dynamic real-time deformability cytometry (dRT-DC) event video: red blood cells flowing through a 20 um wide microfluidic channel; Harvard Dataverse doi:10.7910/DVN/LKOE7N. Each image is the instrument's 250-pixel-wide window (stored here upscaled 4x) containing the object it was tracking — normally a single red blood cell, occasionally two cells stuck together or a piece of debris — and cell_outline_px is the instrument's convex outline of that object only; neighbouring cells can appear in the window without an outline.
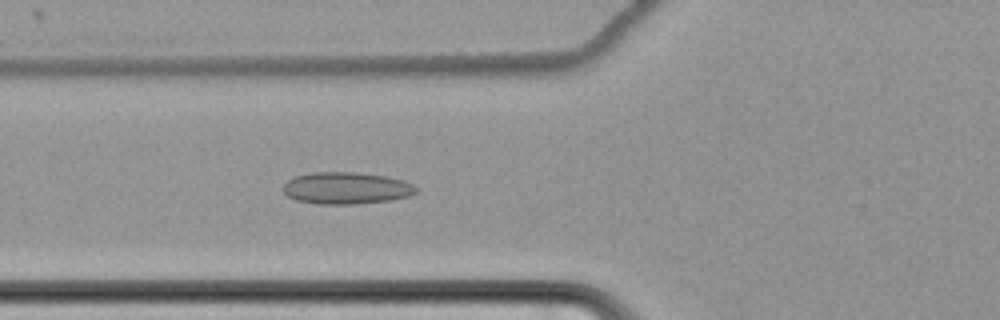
{"species": "common noctule bat (a hibernating species)", "species_latin": "Nyctalus noctula", "temperature_condition": "cold", "stored_images_in_passage": 51, "camera_frame_rate_fps": 3000, "um_per_image_px": 0.085, "animal": {"sex": "female", "body_mass_g": 22.7, "forearm_length_mm": 54.2}, "frame": {"image": 1, "passage_image": 14, "time_ms": 4.333, "image_size_px": [1000, 320], "cell_outline_px": [[416, 192], [408, 196], [388, 200], [352, 204], [320, 204], [296, 200], [288, 196], [284, 192], [284, 184], [288, 180], [296, 176], [312, 172], [356, 172], [384, 176], [400, 180], [412, 184], [416, 188]], "centroid_in_image_um": [29.39, 15.98], "position_along_channel_um": 96.4, "area_um2": 24.33}}
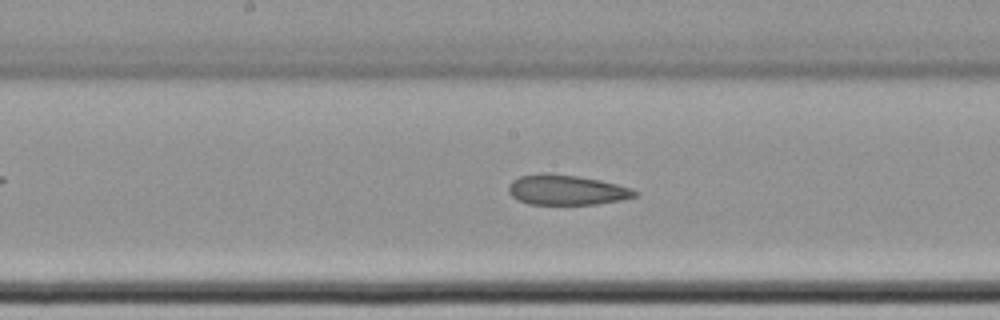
{"frame": {"image": 2, "passage_image": 23, "time_ms": 7.333, "image_size_px": [1000, 320], "cell_outline_px": [[636, 196], [620, 200], [596, 204], [528, 204], [512, 196], [508, 192], [508, 188], [512, 180], [520, 176], [540, 172], [548, 172], [576, 176], [600, 180], [632, 188], [636, 192]], "centroid_in_image_um": [48.12, 16.13], "position_along_channel_um": 200.1, "area_um2": 22.08}}
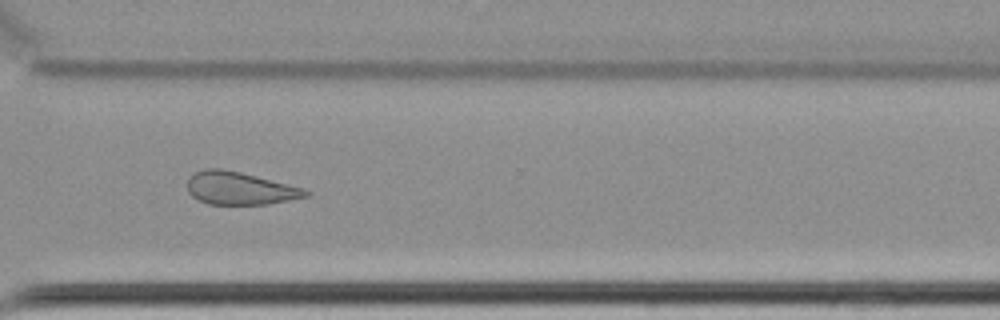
{"frame": {"image": 3, "passage_image": 36, "time_ms": 11.667, "image_size_px": [1000, 320], "cell_outline_px": [[312, 192], [308, 196], [268, 204], [208, 204], [192, 196], [188, 192], [188, 176], [204, 168], [220, 168], [240, 172], [304, 188]], "centroid_in_image_um": [20.37, 16.0], "position_along_channel_um": 350.2, "area_um2": 22.48}, "authors_computed_cell_mechanics": {"area_um2": 23.8714, "velocity_mm_per_s": 3.4533, "shape_relaxation_time_tau1_ms": null, "shape_relaxation_time_tau2_ms": 6.0129, "deformation_change_tau1": null, "deformation_change_tau2": 0.1261}}